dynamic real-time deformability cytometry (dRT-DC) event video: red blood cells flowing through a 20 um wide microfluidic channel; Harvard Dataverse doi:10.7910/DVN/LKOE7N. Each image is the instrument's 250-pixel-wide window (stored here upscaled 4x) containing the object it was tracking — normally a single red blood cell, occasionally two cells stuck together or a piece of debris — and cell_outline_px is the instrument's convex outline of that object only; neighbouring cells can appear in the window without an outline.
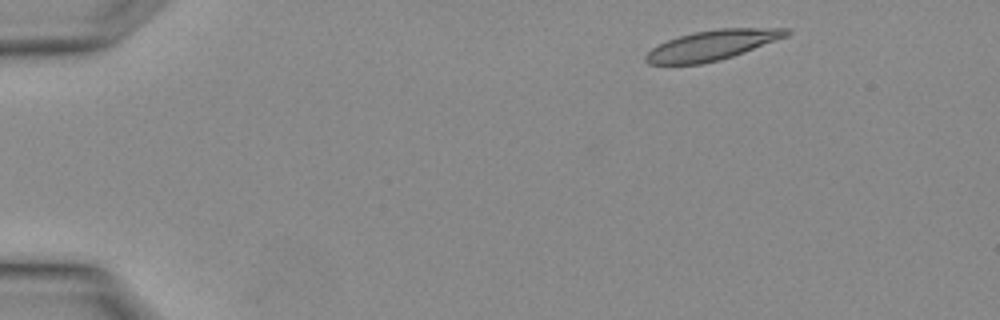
{"species": "Egyptian fruit bat (a non-hibernating species)", "species_latin": "Rousettus aegyptiacus", "temperature_condition": "warm", "stored_images_in_passage": 2, "camera_frame_rate_fps": 3000, "um_per_image_px": 0.085, "animal": {"sex": "female"}, "frame": {"image": 1, "passage_image": 1, "time_ms": 0.0, "image_size_px": [1000, 320], "cell_outline_px": [[792, 32], [788, 36], [744, 52], [720, 60], [700, 64], [648, 64], [644, 60], [644, 56], [652, 48], [668, 40], [680, 36], [696, 32], [720, 28], [788, 28]], "centroid_in_image_um": [60.55, 3.84], "position_along_channel_um": 24.4, "area_um2": 24.33}}